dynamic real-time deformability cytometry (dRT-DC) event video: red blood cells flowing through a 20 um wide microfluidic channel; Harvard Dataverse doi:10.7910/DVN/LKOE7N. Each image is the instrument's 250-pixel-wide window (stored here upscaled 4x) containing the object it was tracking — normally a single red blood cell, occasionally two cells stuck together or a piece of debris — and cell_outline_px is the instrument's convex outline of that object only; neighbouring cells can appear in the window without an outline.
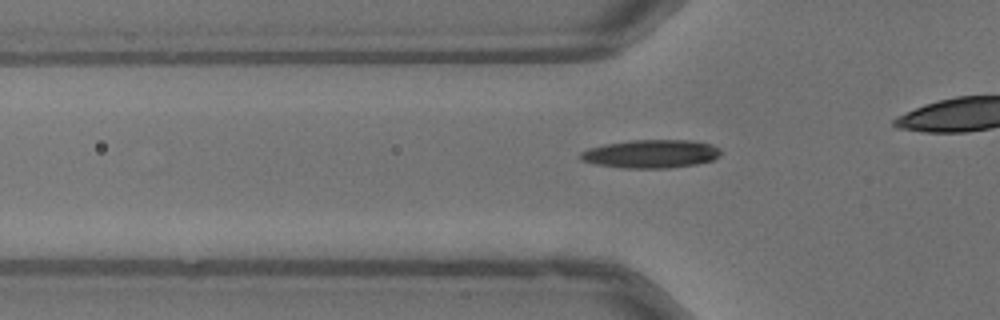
{"species": "common noctule bat (a hibernating species)", "species_latin": "Nyctalus noctula", "temperature_condition": "warm", "stored_images_in_passage": 32, "camera_frame_rate_fps": 3000, "um_per_image_px": 0.085, "animal": {"sex": "male", "body_mass_g": 13.3}, "frame": {"image": 1, "passage_image": 8, "time_ms": 2.333, "image_size_px": [1000, 320], "cell_outline_px": [[720, 156], [712, 160], [696, 164], [668, 168], [620, 168], [592, 164], [580, 160], [580, 152], [588, 148], [604, 144], [632, 140], [692, 140], [712, 144], [720, 148]], "centroid_in_image_um": [55.3, 13.08], "position_along_channel_um": 70.5, "area_um2": 23.41}}
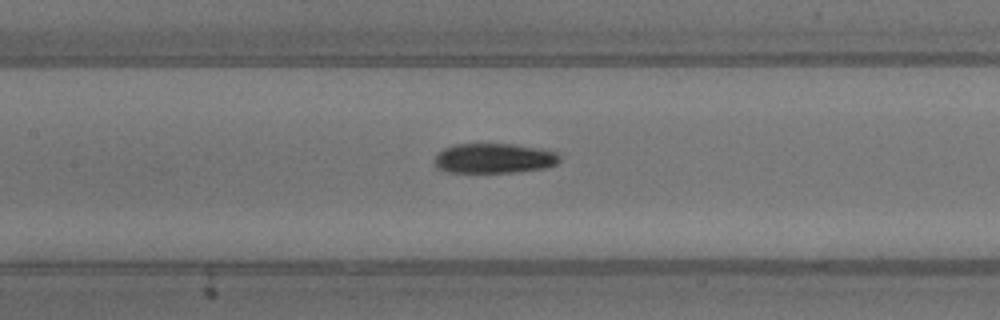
{"frame": {"image": 2, "passage_image": 15, "time_ms": 4.667, "image_size_px": [1000, 320], "cell_outline_px": [[560, 160], [556, 164], [544, 168], [516, 172], [448, 172], [436, 168], [432, 160], [444, 148], [456, 144], [512, 144], [540, 148], [560, 152]], "centroid_in_image_um": [42.0, 13.45], "position_along_channel_um": 165.4, "area_um2": 21.96}}
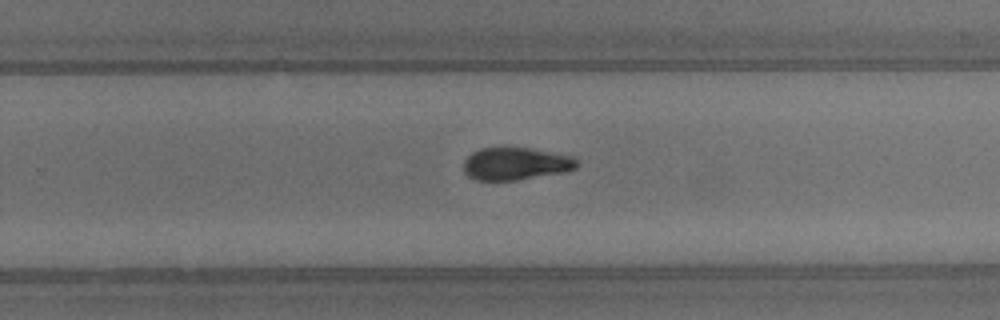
{"frame": {"image": 3, "passage_image": 24, "time_ms": 7.667, "image_size_px": [1000, 320], "cell_outline_px": [[580, 164], [576, 168], [568, 172], [516, 180], [476, 180], [468, 176], [464, 172], [464, 160], [472, 152], [480, 148], [532, 148], [572, 156]], "centroid_in_image_um": [43.86, 13.92], "position_along_channel_um": 285.9, "area_um2": 21.62}}